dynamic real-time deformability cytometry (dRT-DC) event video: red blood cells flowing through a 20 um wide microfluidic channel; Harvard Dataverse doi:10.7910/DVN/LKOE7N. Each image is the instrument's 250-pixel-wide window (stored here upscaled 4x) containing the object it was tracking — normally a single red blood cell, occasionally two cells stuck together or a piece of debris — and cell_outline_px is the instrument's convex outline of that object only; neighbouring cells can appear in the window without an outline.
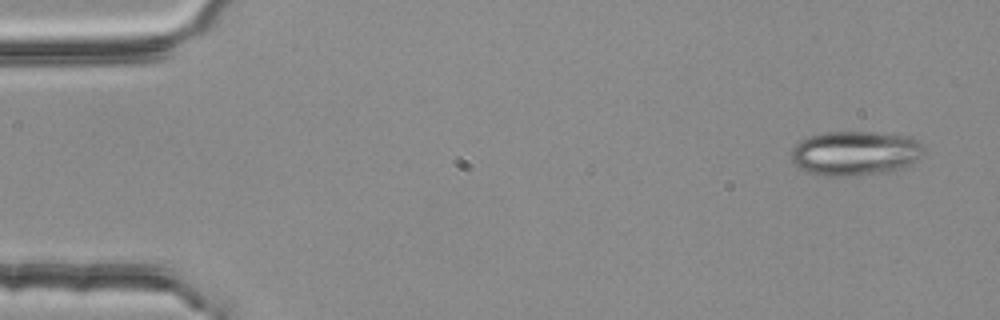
{"species": "common noctule bat (a hibernating species)", "species_latin": "Nyctalus noctula", "temperature_condition": "room temperature", "stored_images_in_passage": 4, "camera_frame_rate_fps": 3000, "um_per_image_px": 0.085, "animal": {"sex": "female", "body_mass_g": 25.1}, "frame": {"image": 1, "passage_image": 1, "time_ms": 0.0, "image_size_px": [1000, 320], "cell_outline_px": [[924, 156], [904, 168], [896, 172], [848, 176], [824, 176], [808, 172], [800, 168], [792, 160], [792, 148], [800, 140], [808, 136], [824, 132], [872, 132], [908, 136], [916, 140], [924, 148]], "centroid_in_image_um": [72.73, 13.04], "position_along_channel_um": 12.3, "area_um2": 34.8}}